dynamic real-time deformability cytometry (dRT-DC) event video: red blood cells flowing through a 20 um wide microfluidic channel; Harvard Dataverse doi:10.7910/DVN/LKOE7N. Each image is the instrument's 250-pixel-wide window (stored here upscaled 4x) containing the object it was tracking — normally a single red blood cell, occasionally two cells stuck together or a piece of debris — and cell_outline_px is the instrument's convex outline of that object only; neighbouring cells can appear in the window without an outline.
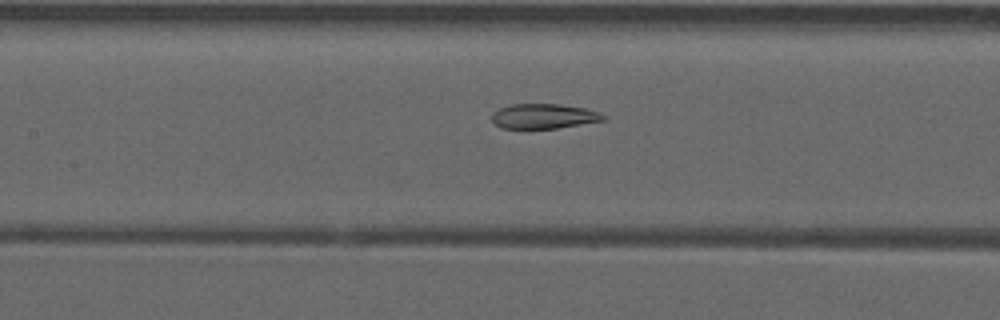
{"species": "common noctule bat (a hibernating species)", "species_latin": "Nyctalus noctula", "temperature_condition": "warm", "stored_images_in_passage": 30, "camera_frame_rate_fps": 3000, "um_per_image_px": 0.085, "animal": {"sex": "male", "forearm_length_mm": 52.5}, "frame": {"image": 1, "passage_image": 11, "time_ms": 3.333, "image_size_px": [1000, 320], "cell_outline_px": [[608, 120], [556, 128], [500, 128], [492, 120], [492, 112], [500, 108], [512, 104], [560, 104], [584, 108], [608, 116]], "centroid_in_image_um": [46.24, 9.88], "position_along_channel_um": 161.2, "area_um2": 16.13}}
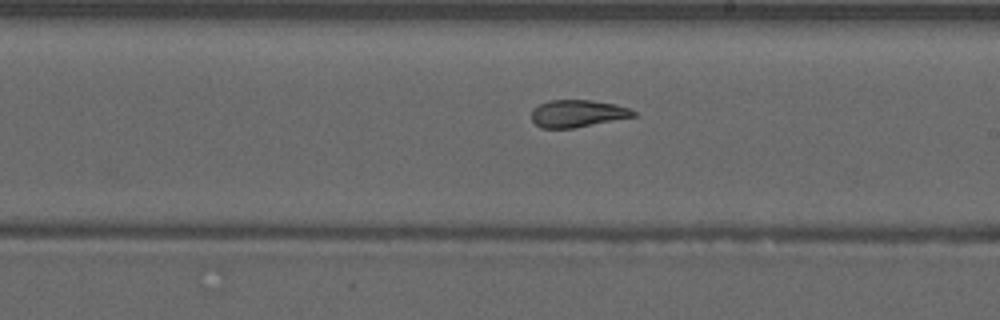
{"frame": {"image": 2, "passage_image": 17, "time_ms": 5.333, "image_size_px": [1000, 320], "cell_outline_px": [[636, 116], [572, 128], [540, 128], [532, 120], [532, 108], [540, 104], [552, 100], [592, 100], [616, 104], [628, 108], [636, 112]], "centroid_in_image_um": [49.08, 9.64], "position_along_channel_um": 239.9, "area_um2": 16.07}}
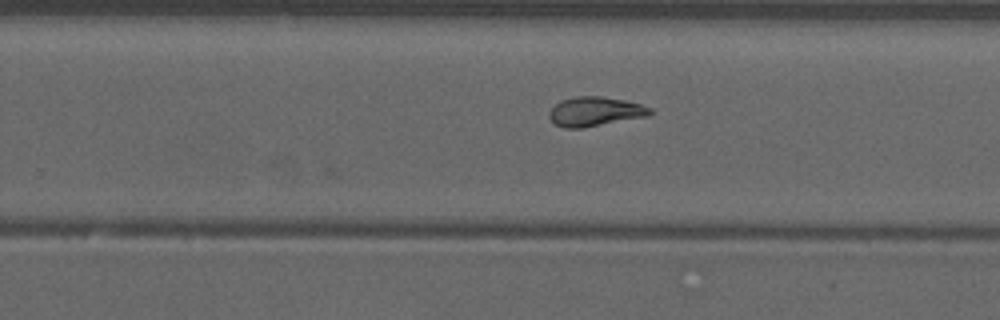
{"frame": {"image": 3, "passage_image": 20, "time_ms": 6.333, "image_size_px": [1000, 320], "cell_outline_px": [[652, 112], [648, 116], [584, 128], [564, 128], [556, 124], [548, 116], [548, 112], [560, 100], [576, 96], [600, 96], [624, 100], [640, 104], [652, 108]], "centroid_in_image_um": [50.57, 9.48], "position_along_channel_um": 279.2, "area_um2": 17.28}, "authors_computed_cell_mechanics": {"area_um2": 17.1377, "velocity_mm_per_s": 3.9499, "shape_relaxation_time_tau1_ms": null, "shape_relaxation_time_tau2_ms": 2.8096, "deformation_change_tau1": null, "deformation_change_tau2": 0.0913}}